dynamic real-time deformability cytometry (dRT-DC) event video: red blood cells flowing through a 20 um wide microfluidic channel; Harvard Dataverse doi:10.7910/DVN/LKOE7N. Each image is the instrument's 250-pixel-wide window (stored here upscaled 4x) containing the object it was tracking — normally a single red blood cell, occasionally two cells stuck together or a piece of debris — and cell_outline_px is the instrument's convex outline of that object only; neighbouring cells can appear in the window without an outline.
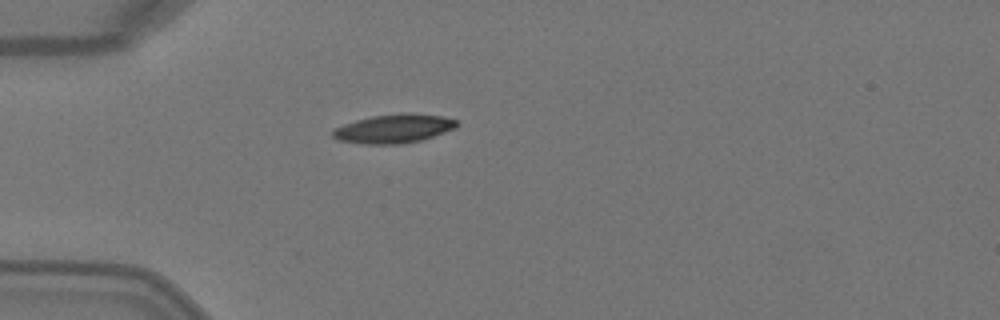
{"species": "Egyptian fruit bat (a non-hibernating species)", "species_latin": "Rousettus aegyptiacus", "temperature_condition": "warm", "stored_images_in_passage": 1, "camera_frame_rate_fps": 3000, "um_per_image_px": 0.085, "animal": {"sex": "female"}, "frame": {"image": 1, "passage_image": 1, "time_ms": 0.0, "image_size_px": [1000, 320], "cell_outline_px": [[460, 124], [456, 128], [420, 140], [400, 144], [364, 144], [336, 140], [332, 136], [332, 128], [356, 120], [372, 116], [400, 112], [408, 112], [444, 116], [456, 120]], "centroid_in_image_um": [33.46, 10.92], "position_along_channel_um": 51.5, "area_um2": 21.1}}